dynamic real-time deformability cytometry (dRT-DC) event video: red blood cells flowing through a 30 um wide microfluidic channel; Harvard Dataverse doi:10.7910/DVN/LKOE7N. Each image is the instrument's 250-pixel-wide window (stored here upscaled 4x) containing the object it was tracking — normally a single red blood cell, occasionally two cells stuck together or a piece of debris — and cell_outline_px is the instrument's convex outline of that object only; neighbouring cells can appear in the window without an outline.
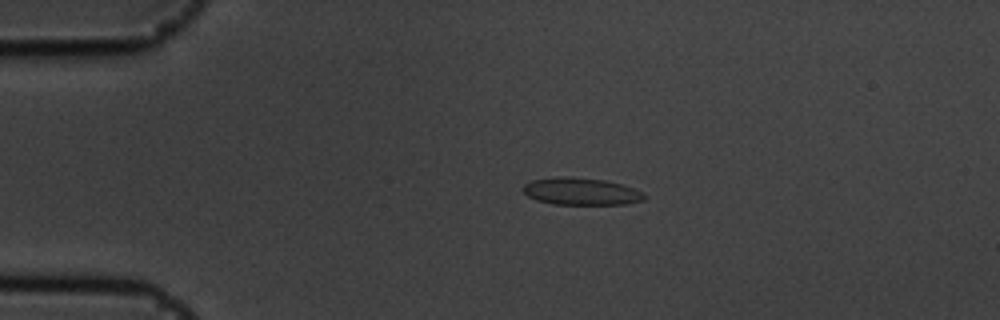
{"species": "common noctule bat (a hibernating species)", "species_latin": "Nyctalus noctula", "temperature_condition": "cold", "stored_images_in_passage": 46, "camera_frame_rate_fps": 3000, "um_per_image_px": 0.085, "animal": {"sex": "male", "body_mass_g": 19.5, "forearm_length_mm": 54.6}, "frame": {"image": 1, "passage_image": 9, "time_ms": 2.667, "image_size_px": [1000, 320], "cell_outline_px": [[648, 196], [644, 200], [624, 204], [552, 204], [536, 200], [528, 196], [520, 188], [524, 184], [532, 180], [556, 176], [572, 176], [604, 180], [620, 184], [644, 192]], "centroid_in_image_um": [49.37, 16.26], "position_along_channel_um": 35.6, "area_um2": 19.42}}
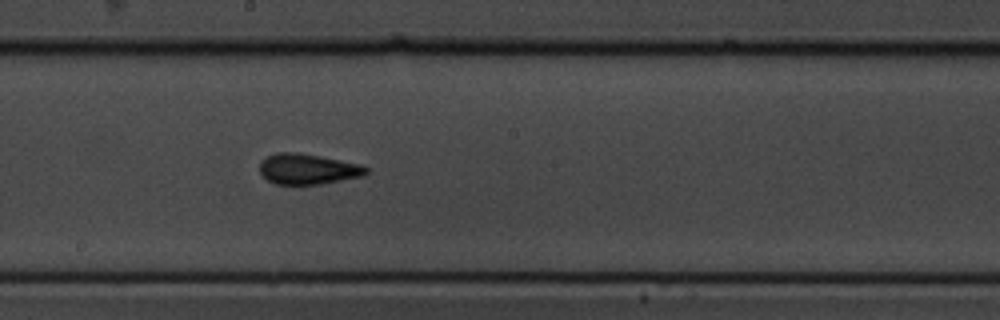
{"frame": {"image": 2, "passage_image": 28, "time_ms": 9.0, "image_size_px": [1000, 320], "cell_outline_px": [[368, 172], [364, 176], [320, 184], [276, 184], [268, 180], [260, 172], [260, 160], [276, 152], [296, 152], [320, 156], [360, 164], [368, 168]], "centroid_in_image_um": [26.16, 14.36], "position_along_channel_um": 222.0, "area_um2": 18.9}}
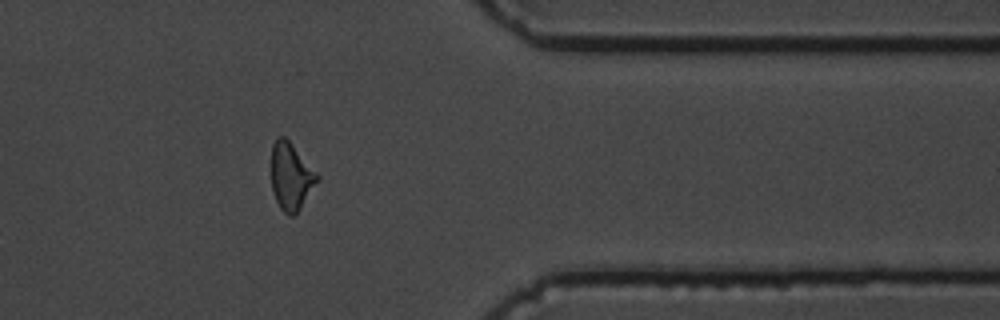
{"frame": {"image": 3, "passage_image": 43, "time_ms": 14.0, "image_size_px": [1000, 320], "cell_outline_px": [[320, 180], [300, 208], [292, 216], [288, 216], [280, 208], [276, 200], [272, 188], [272, 144], [276, 136], [284, 136], [292, 144], [320, 176]], "centroid_in_image_um": [24.74, 14.99], "position_along_channel_um": 386.7, "area_um2": 17.92}, "authors_computed_cell_mechanics": {"area_um2": 18.207, "velocity_mm_per_s": 3.5656, "shape_relaxation_time_tau1_ms": 4.2031, "shape_relaxation_time_tau2_ms": 1.0166, "deformation_change_tau1": 0.1233, "deformation_change_tau2": 0.0713}}